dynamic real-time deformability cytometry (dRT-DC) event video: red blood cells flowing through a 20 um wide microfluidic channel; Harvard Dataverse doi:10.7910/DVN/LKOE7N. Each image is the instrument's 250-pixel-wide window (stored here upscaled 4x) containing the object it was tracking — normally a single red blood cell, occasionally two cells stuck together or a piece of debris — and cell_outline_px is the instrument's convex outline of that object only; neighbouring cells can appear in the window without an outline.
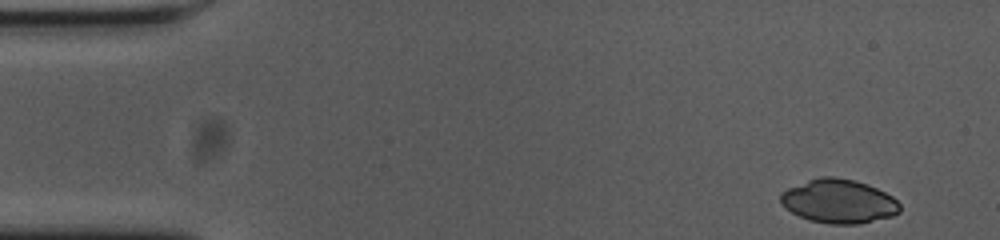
{"species": "common noctule bat (a hibernating species)", "species_latin": "Nyctalus noctula", "temperature_condition": "cold", "stored_images_in_passage": 53, "camera_frame_rate_fps": 3000, "um_per_image_px": 0.085, "animal": {"sex": "female", "body_mass_g": 23.0, "forearm_length_mm": 53.4}, "frame": {"image": 1, "passage_image": 1, "time_ms": 0.0, "image_size_px": [1000, 240], "cell_outline_px": [[900, 212], [892, 216], [856, 224], [832, 224], [808, 220], [792, 212], [780, 204], [780, 192], [788, 188], [808, 180], [820, 176], [832, 176], [852, 180], [868, 184], [892, 196], [900, 204]], "centroid_in_image_um": [71.27, 17.1], "position_along_channel_um": 13.7, "area_um2": 30.4}}